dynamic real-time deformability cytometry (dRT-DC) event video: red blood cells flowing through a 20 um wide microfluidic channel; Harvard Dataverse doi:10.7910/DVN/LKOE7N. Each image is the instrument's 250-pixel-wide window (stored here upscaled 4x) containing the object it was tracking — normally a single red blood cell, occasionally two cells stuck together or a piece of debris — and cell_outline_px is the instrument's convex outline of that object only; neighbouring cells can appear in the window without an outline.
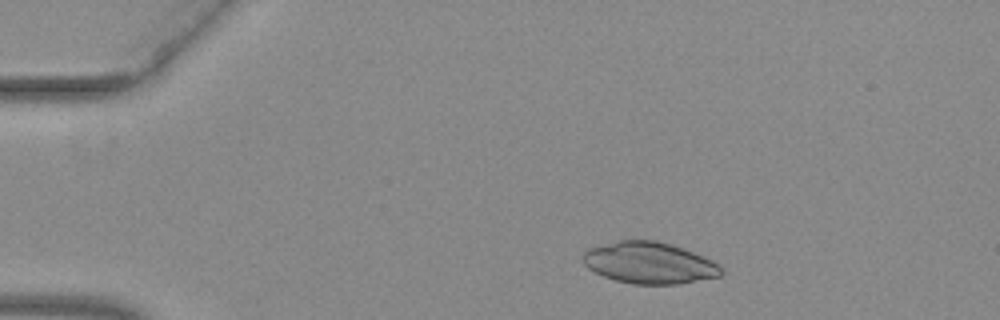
{"species": "common noctule bat (a hibernating species)", "species_latin": "Nyctalus noctula", "temperature_condition": "warm", "stored_images_in_passage": 48, "camera_frame_rate_fps": 3000, "um_per_image_px": 0.085, "animal": {"sex": "female", "body_mass_g": 29.2, "forearm_length_mm": 56.3}, "frame": {"image": 1, "passage_image": 6, "time_ms": 1.667, "image_size_px": [1000, 320], "cell_outline_px": [[724, 272], [720, 276], [676, 284], [632, 284], [616, 280], [604, 276], [588, 268], [584, 264], [580, 256], [588, 248], [620, 240], [656, 240], [684, 248], [704, 256], [720, 264], [724, 268]], "centroid_in_image_um": [55.2, 22.34], "position_along_channel_um": 29.8, "area_um2": 33.64}}
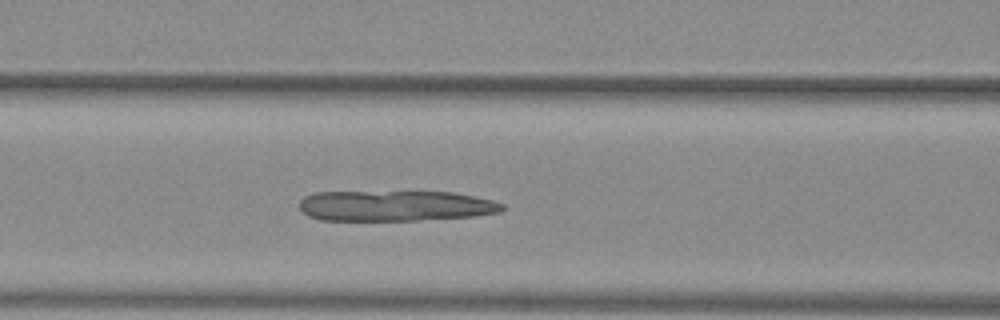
{"frame": {"image": 2, "passage_image": 19, "time_ms": 6.0, "image_size_px": [1000, 320], "cell_outline_px": [[504, 208], [500, 212], [476, 216], [416, 220], [320, 220], [308, 216], [300, 208], [300, 200], [304, 196], [316, 192], [452, 192], [476, 196], [492, 200], [504, 204]], "centroid_in_image_um": [33.62, 17.49], "position_along_channel_um": 133.0, "area_um2": 36.18}}